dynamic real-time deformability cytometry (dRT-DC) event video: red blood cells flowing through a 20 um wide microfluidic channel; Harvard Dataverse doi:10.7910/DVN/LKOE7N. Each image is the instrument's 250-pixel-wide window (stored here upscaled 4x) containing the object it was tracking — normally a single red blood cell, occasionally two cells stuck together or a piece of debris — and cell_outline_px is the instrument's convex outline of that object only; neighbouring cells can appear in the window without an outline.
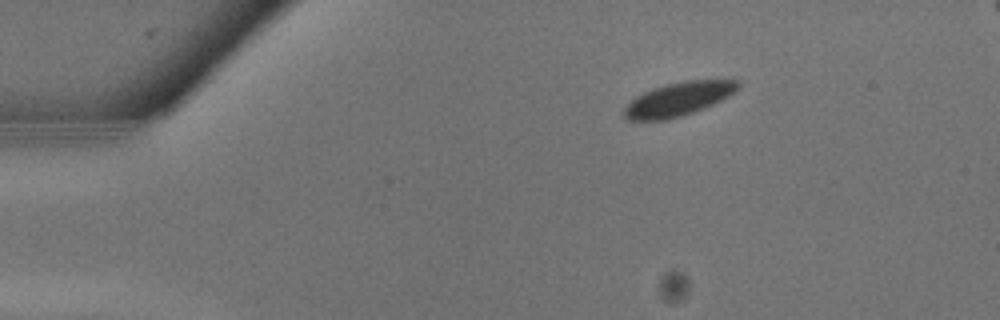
{"species": "common noctule bat (a hibernating species)", "species_latin": "Nyctalus noctula", "temperature_condition": "warm", "stored_images_in_passage": 7, "camera_frame_rate_fps": 3000, "um_per_image_px": 0.085, "animal": {"sex": "male", "body_mass_g": 13.3}, "frame": {"image": 1, "passage_image": 1, "time_ms": 0.0, "image_size_px": [1000, 320], "cell_outline_px": [[740, 88], [736, 92], [712, 104], [692, 112], [680, 116], [664, 120], [628, 120], [624, 116], [624, 108], [636, 96], [652, 88], [664, 84], [684, 80], [740, 80]], "centroid_in_image_um": [57.68, 8.4], "position_along_channel_um": 27.3, "area_um2": 22.2}}
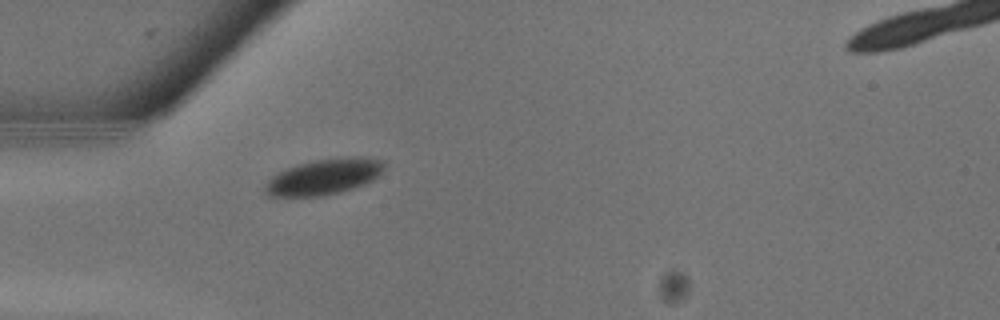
{"frame": {"image": 2, "passage_image": 5, "time_ms": 1.333, "image_size_px": [1000, 320], "cell_outline_px": [[384, 168], [372, 180], [364, 184], [340, 192], [324, 196], [272, 196], [264, 192], [264, 188], [268, 180], [272, 176], [288, 168], [312, 160], [356, 156], [368, 156], [384, 160]], "centroid_in_image_um": [27.57, 15.01], "position_along_channel_um": 57.4, "area_um2": 24.68}}
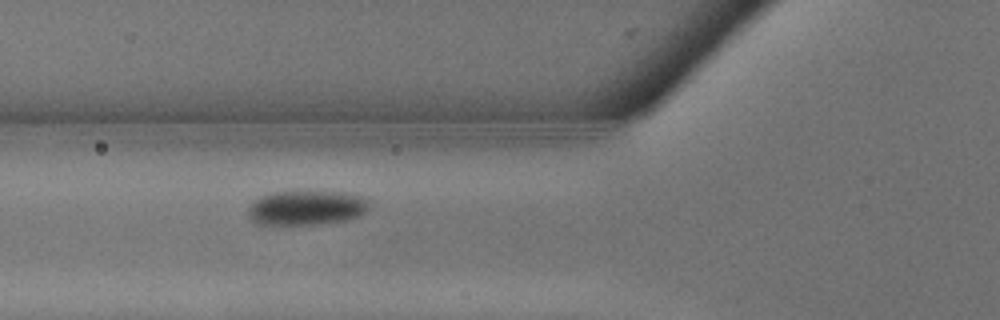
{"frame": {"image": 3, "passage_image": 7, "time_ms": 2.0, "image_size_px": [1000, 320], "cell_outline_px": [[368, 208], [360, 216], [344, 220], [316, 224], [256, 224], [248, 216], [248, 208], [252, 200], [260, 196], [272, 192], [296, 188], [344, 192], [360, 196], [368, 200]], "centroid_in_image_um": [25.99, 17.6], "position_along_channel_um": 99.8, "area_um2": 25.32}}